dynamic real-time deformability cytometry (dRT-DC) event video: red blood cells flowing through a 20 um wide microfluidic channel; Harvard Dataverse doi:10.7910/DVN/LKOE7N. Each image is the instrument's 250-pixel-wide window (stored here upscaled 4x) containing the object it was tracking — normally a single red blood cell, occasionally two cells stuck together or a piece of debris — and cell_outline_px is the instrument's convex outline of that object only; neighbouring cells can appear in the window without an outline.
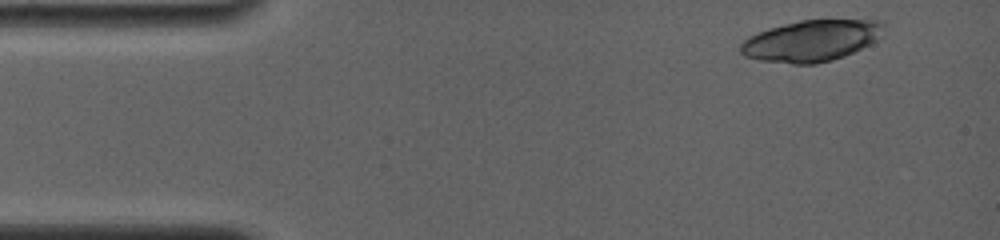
{"species": "common noctule bat (a hibernating species)", "species_latin": "Nyctalus noctula", "temperature_condition": "room temperature", "stored_images_in_passage": 4, "camera_frame_rate_fps": 4000, "um_per_image_px": 0.085, "animal": {"sex": "female", "body_mass_g": 19.0, "forearm_length_mm": 56.7}, "frame": {"image": 1, "passage_image": 1, "time_ms": 0.0, "image_size_px": [1000, 240], "cell_outline_px": [[884, 24], [876, 40], [844, 56], [832, 60], [816, 64], [792, 64], [760, 60], [744, 56], [740, 52], [740, 44], [748, 36], [756, 32], [768, 28], [800, 20], [880, 20]], "centroid_in_image_um": [68.89, 3.46], "position_along_channel_um": 16.1, "area_um2": 34.22}}